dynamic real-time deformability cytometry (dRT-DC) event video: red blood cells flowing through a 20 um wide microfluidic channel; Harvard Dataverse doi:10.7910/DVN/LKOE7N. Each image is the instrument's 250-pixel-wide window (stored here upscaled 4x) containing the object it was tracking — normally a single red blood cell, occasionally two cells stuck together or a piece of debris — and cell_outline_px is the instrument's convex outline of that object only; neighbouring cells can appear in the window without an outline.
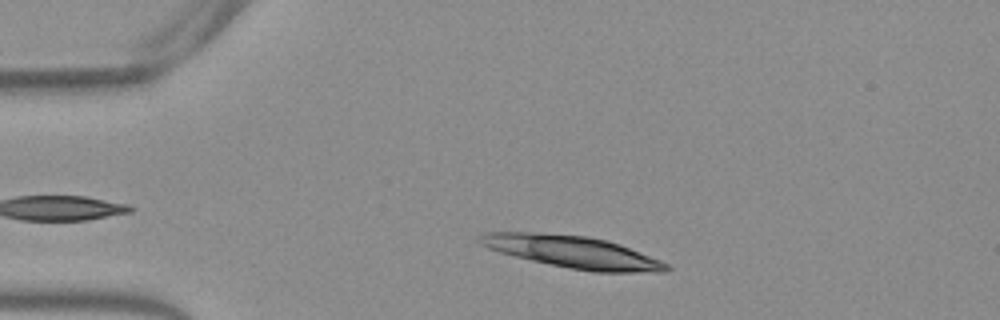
{"species": "Egyptian fruit bat (a non-hibernating species)", "species_latin": "Rousettus aegyptiacus", "temperature_condition": "warm", "stored_images_in_passage": 25, "camera_frame_rate_fps": 3000, "um_per_image_px": 0.085, "frame": {"image": 1, "passage_image": 6, "time_ms": 1.667, "image_size_px": [1000, 320], "cell_outline_px": [[672, 268], [668, 272], [592, 272], [568, 268], [532, 260], [500, 252], [488, 248], [480, 244], [476, 240], [484, 232], [536, 232], [588, 236], [608, 240], [620, 244], [660, 260], [668, 264]], "centroid_in_image_um": [48.7, 21.41], "position_along_channel_um": 36.3, "area_um2": 34.97}}